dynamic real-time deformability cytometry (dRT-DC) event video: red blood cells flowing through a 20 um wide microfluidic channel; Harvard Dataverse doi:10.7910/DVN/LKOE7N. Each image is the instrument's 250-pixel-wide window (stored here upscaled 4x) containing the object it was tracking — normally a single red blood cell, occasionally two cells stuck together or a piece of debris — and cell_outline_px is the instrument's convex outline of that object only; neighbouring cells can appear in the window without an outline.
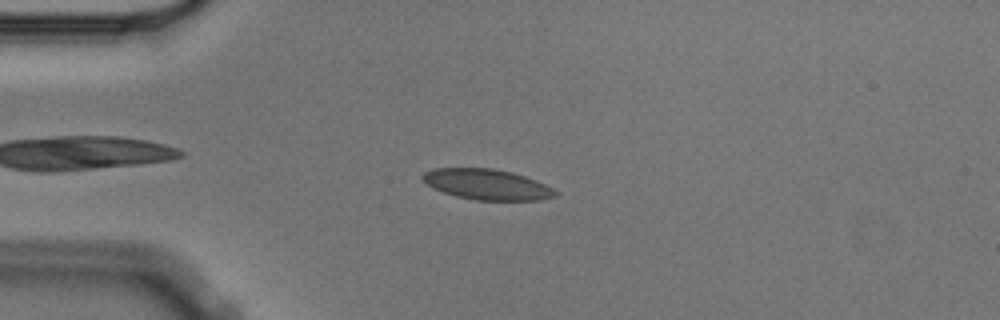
{"species": "Egyptian fruit bat (a non-hibernating species)", "species_latin": "Rousettus aegyptiacus", "temperature_condition": "cold", "stored_images_in_passage": 50, "camera_frame_rate_fps": 3000, "um_per_image_px": 0.085, "animal": {"sex": "male"}, "frame": {"image": 1, "passage_image": 8, "time_ms": 2.333, "image_size_px": [1000, 320], "cell_outline_px": [[556, 196], [540, 200], [476, 200], [456, 196], [432, 188], [420, 176], [424, 172], [432, 168], [492, 168], [512, 172], [536, 180], [552, 188], [556, 192]], "centroid_in_image_um": [41.37, 15.67], "position_along_channel_um": 43.6, "area_um2": 23.52}}
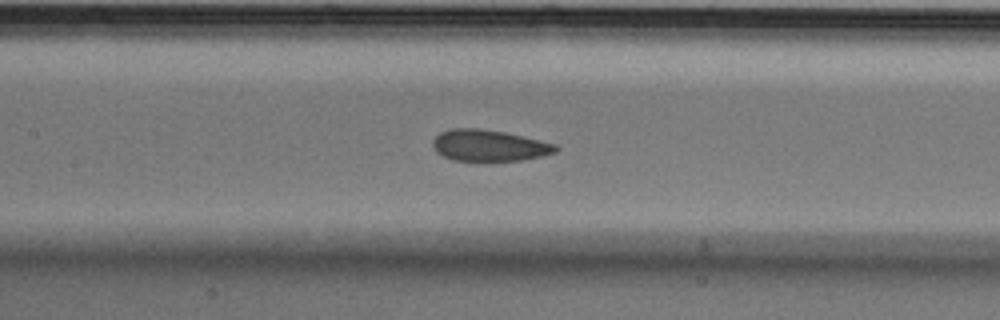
{"frame": {"image": 2, "passage_image": 20, "time_ms": 6.333, "image_size_px": [1000, 320], "cell_outline_px": [[560, 148], [556, 152], [540, 156], [520, 160], [492, 164], [484, 164], [452, 160], [436, 152], [432, 144], [432, 140], [440, 132], [452, 128], [480, 128], [504, 132], [540, 140], [556, 144]], "centroid_in_image_um": [41.55, 12.42], "position_along_channel_um": 165.9, "area_um2": 23.41}}
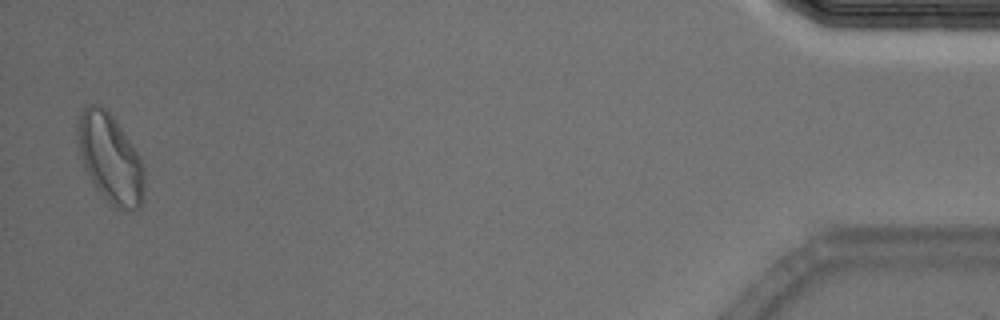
{"frame": {"image": 3, "passage_image": 49, "time_ms": 16.0, "image_size_px": [1000, 320], "cell_outline_px": [[144, 196], [140, 208], [132, 212], [124, 212], [116, 208], [96, 188], [84, 168], [80, 156], [76, 136], [76, 124], [80, 112], [84, 104], [100, 104], [112, 116], [132, 144], [144, 164]], "centroid_in_image_um": [9.36, 13.47], "position_along_channel_um": 425.8, "area_um2": 35.08}, "authors_computed_cell_mechanics": {"area_um2": 23.698, "velocity_mm_per_s": 3.5636, "shape_relaxation_time_tau1_ms": 4.4862, "shape_relaxation_time_tau2_ms": 1.5971, "deformation_change_tau1": 0.1009, "deformation_change_tau2": 0.0671}}